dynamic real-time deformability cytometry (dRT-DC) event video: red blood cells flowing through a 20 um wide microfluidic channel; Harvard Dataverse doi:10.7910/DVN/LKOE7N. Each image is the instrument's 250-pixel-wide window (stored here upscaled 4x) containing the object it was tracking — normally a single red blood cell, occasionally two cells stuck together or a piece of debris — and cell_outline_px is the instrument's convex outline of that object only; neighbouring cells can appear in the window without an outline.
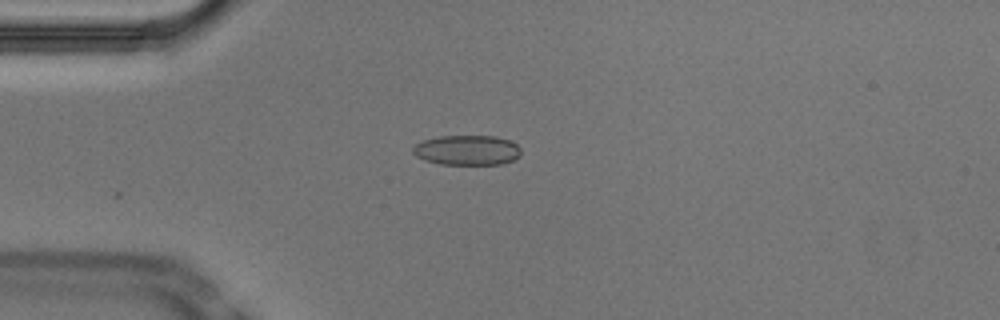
{"species": "Egyptian fruit bat (a non-hibernating species)", "species_latin": "Rousettus aegyptiacus", "temperature_condition": "cold", "stored_images_in_passage": 11, "camera_frame_rate_fps": 3000, "um_per_image_px": 0.085, "animal": {"sex": "male"}, "frame": {"image": 1, "passage_image": 2, "time_ms": 0.333, "image_size_px": [1000, 320], "cell_outline_px": [[520, 156], [512, 160], [500, 164], [440, 164], [424, 160], [416, 156], [412, 152], [412, 148], [420, 140], [440, 136], [496, 136], [508, 140], [516, 144], [520, 148]], "centroid_in_image_um": [39.66, 12.76], "position_along_channel_um": 45.3, "area_um2": 18.9}}